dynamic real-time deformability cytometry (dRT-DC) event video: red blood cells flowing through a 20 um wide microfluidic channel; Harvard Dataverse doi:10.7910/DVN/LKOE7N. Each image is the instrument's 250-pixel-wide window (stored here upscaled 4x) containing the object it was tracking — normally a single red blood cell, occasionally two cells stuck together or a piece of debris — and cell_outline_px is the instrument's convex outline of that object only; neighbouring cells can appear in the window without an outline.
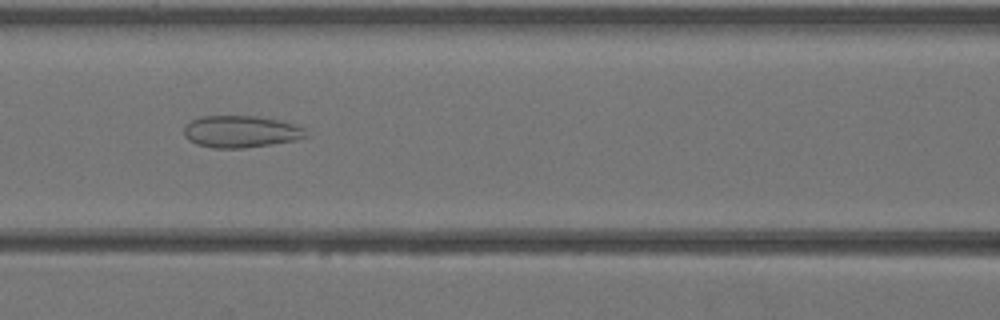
{"species": "Egyptian fruit bat (a non-hibernating species)", "species_latin": "Rousettus aegyptiacus", "temperature_condition": "warm", "stored_images_in_passage": 37, "segment_of_instrument_passage": [1, 2], "camera_frame_rate_fps": 3000, "um_per_image_px": 0.085, "animal": {"sex": "female"}, "frame": {"image": 1, "passage_image": 17, "time_ms": 5.333, "image_size_px": [1000, 320], "cell_outline_px": [[308, 136], [296, 140], [272, 144], [244, 148], [212, 148], [196, 144], [188, 140], [184, 136], [184, 124], [200, 116], [256, 116], [280, 120], [304, 128]], "centroid_in_image_um": [20.44, 11.19], "position_along_channel_um": 146.2, "area_um2": 22.83}}
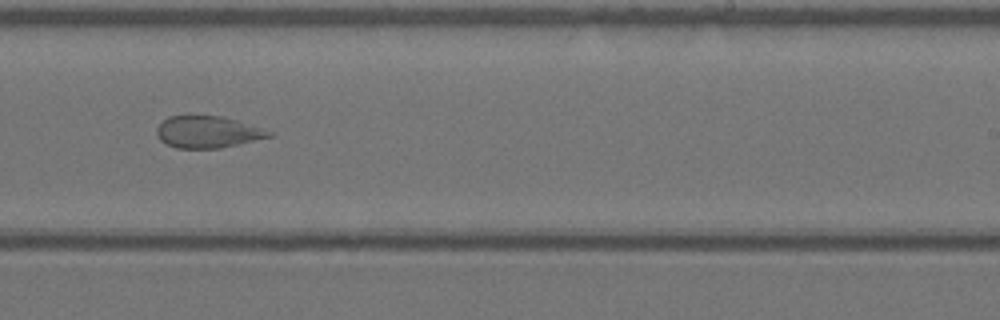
{"frame": {"image": 2, "passage_image": 25, "time_ms": 8.0, "image_size_px": [1000, 320], "cell_outline_px": [[276, 132], [272, 136], [220, 148], [176, 148], [160, 140], [156, 132], [156, 128], [168, 116], [188, 112], [224, 116], [264, 128]], "centroid_in_image_um": [17.64, 11.16], "position_along_channel_um": 271.4, "area_um2": 21.62}}
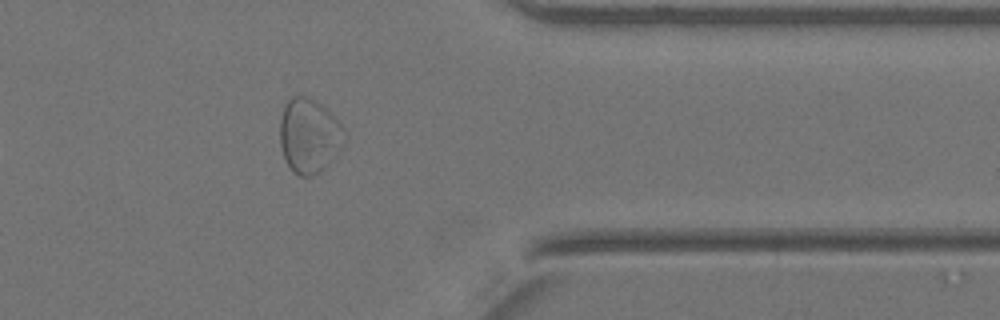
{"frame": {"image": 3, "passage_image": 33, "time_ms": 10.667, "image_size_px": [1000, 320], "cell_outline_px": [[348, 136], [344, 144], [328, 164], [312, 176], [300, 176], [292, 172], [284, 160], [280, 144], [280, 120], [284, 104], [292, 96], [308, 96], [316, 100], [340, 124]], "centroid_in_image_um": [26.26, 11.54], "position_along_channel_um": 385.1, "area_um2": 28.09}}